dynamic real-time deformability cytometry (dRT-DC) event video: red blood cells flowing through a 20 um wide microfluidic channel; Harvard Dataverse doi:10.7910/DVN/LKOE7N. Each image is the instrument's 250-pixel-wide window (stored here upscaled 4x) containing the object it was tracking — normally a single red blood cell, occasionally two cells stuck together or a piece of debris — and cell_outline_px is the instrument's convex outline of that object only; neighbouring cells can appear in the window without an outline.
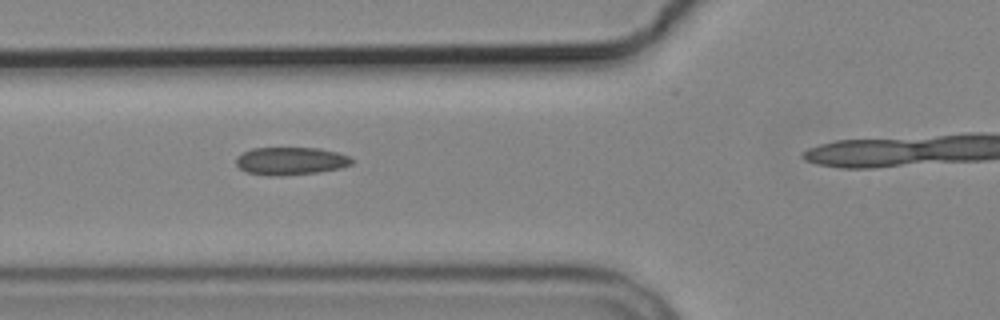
{"species": "common noctule bat (a hibernating species)", "species_latin": "Nyctalus noctula", "temperature_condition": "cold", "stored_images_in_passage": 5, "camera_frame_rate_fps": 3000, "um_per_image_px": 0.085, "animal": {"sex": "male", "body_mass_g": 19.2, "forearm_length_mm": 51.8}, "frame": {"image": 1, "passage_image": 4, "time_ms": 3.667, "image_size_px": [1000, 320], "cell_outline_px": [[352, 164], [340, 168], [316, 172], [280, 176], [272, 176], [248, 172], [240, 168], [236, 164], [236, 156], [252, 148], [320, 148], [352, 156]], "centroid_in_image_um": [24.72, 13.68], "position_along_channel_um": 101.1, "area_um2": 18.67}}